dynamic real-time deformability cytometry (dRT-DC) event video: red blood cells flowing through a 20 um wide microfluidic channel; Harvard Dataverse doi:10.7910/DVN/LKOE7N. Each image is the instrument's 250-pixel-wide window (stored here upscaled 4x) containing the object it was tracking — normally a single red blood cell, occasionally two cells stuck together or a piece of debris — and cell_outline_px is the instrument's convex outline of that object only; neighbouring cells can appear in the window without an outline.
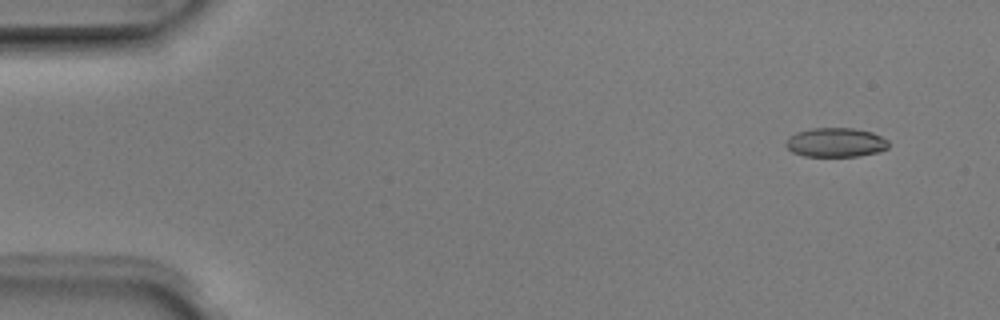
{"species": "Egyptian fruit bat (a non-hibernating species)", "species_latin": "Rousettus aegyptiacus", "temperature_condition": "room temperature", "stored_images_in_passage": 5, "camera_frame_rate_fps": 3000, "um_per_image_px": 0.085, "animal": {"sex": "male"}, "frame": {"image": 1, "passage_image": 2, "time_ms": 0.333, "image_size_px": [1000, 320], "cell_outline_px": [[888, 148], [880, 152], [860, 156], [804, 156], [792, 152], [784, 144], [796, 132], [812, 128], [852, 128], [872, 132], [888, 140]], "centroid_in_image_um": [71.06, 12.11], "position_along_channel_um": 13.9, "area_um2": 17.46}}